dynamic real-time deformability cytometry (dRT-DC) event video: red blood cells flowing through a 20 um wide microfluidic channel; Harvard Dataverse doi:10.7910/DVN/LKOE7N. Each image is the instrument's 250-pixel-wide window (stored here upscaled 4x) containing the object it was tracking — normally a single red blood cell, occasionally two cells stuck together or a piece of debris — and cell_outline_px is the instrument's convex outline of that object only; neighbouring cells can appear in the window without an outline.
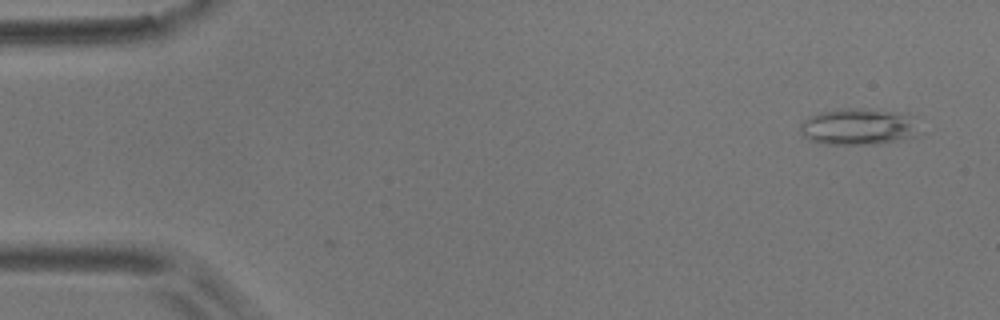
{"species": "common noctule bat (a hibernating species)", "species_latin": "Nyctalus noctula", "temperature_condition": "room temperature", "stored_images_in_passage": 5, "camera_frame_rate_fps": 3000, "um_per_image_px": 0.085, "animal": {"sex": "male", "body_mass_g": 17.9}, "frame": {"image": 1, "passage_image": 1, "time_ms": 0.0, "image_size_px": [1000, 320], "cell_outline_px": [[916, 136], [900, 140], [876, 144], [828, 144], [808, 140], [800, 132], [800, 120], [808, 116], [820, 112], [844, 108], [868, 108], [916, 116]], "centroid_in_image_um": [72.92, 10.76], "position_along_channel_um": 12.1, "area_um2": 25.55}}
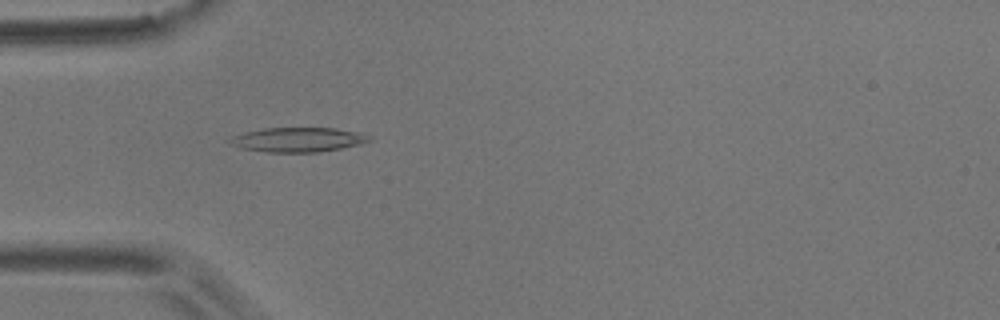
{"frame": {"image": 2, "passage_image": 4, "time_ms": 4.667, "image_size_px": [1000, 320], "cell_outline_px": [[372, 140], [360, 144], [320, 152], [268, 152], [240, 148], [232, 144], [228, 140], [232, 136], [244, 132], [264, 128], [336, 128], [360, 132], [372, 136]], "centroid_in_image_um": [25.36, 11.87], "position_along_channel_um": 59.6, "area_um2": 19.94}}
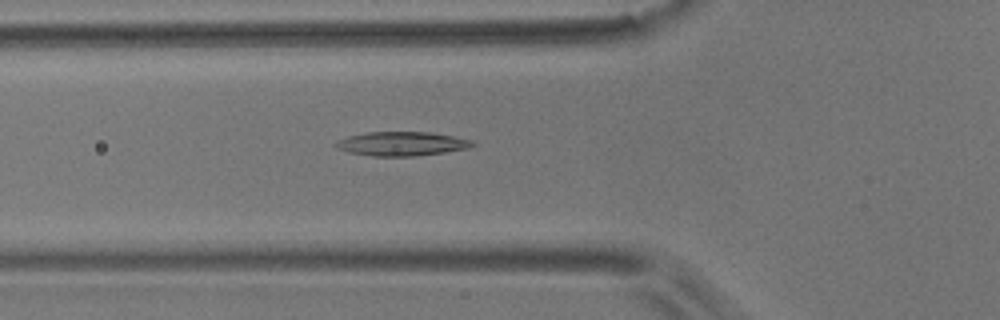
{"frame": {"image": 3, "passage_image": 5, "time_ms": 5.667, "image_size_px": [1000, 320], "cell_outline_px": [[476, 144], [468, 148], [444, 152], [416, 156], [372, 156], [348, 152], [336, 148], [332, 144], [336, 140], [348, 136], [368, 132], [428, 132], [452, 136], [472, 140]], "centroid_in_image_um": [34.09, 12.22], "position_along_channel_um": 91.7, "area_um2": 19.19}}